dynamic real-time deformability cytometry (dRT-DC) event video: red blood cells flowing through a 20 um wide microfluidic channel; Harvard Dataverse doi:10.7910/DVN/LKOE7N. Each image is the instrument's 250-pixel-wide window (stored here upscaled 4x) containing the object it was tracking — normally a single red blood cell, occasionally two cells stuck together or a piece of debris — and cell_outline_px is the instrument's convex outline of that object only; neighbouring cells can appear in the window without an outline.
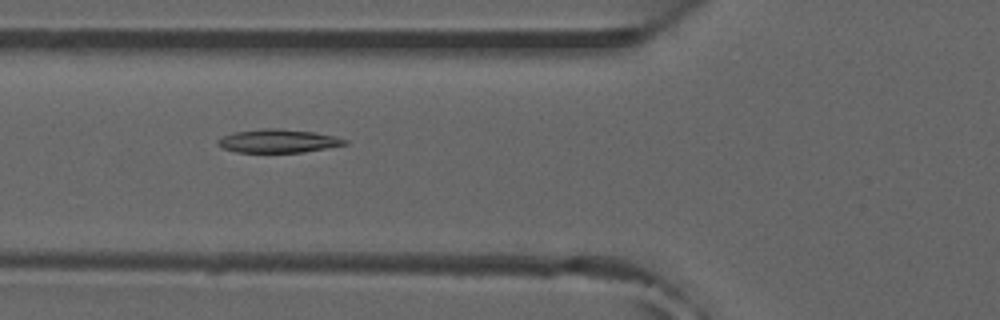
{"species": "common noctule bat (a hibernating species)", "species_latin": "Nyctalus noctula", "temperature_condition": "room temperature", "stored_images_in_passage": 47, "camera_frame_rate_fps": 3000, "um_per_image_px": 0.085, "animal": {"sex": "male", "forearm_length_mm": 52.5}, "frame": {"image": 1, "passage_image": 14, "time_ms": 4.333, "image_size_px": [1000, 320], "cell_outline_px": [[348, 144], [304, 152], [236, 152], [224, 148], [216, 144], [216, 140], [232, 132], [260, 128], [276, 128], [312, 132], [336, 136], [348, 140]], "centroid_in_image_um": [23.63, 11.98], "position_along_channel_um": 102.2, "area_um2": 17.34}}